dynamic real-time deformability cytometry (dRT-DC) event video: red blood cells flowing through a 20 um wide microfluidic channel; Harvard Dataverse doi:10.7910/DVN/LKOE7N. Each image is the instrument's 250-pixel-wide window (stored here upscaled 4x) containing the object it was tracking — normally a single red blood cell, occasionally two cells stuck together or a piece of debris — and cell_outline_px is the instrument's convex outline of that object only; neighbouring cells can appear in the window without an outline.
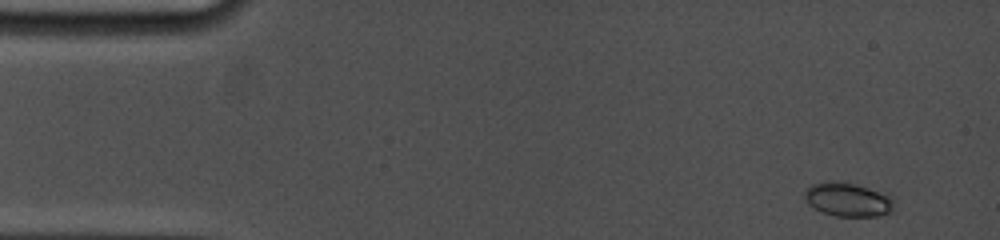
{"species": "common noctule bat (a hibernating species)", "species_latin": "Nyctalus noctula", "temperature_condition": "cold", "stored_images_in_passage": 26, "camera_frame_rate_fps": 5000, "um_per_image_px": 0.085, "animal": {"sex": "female", "body_mass_g": 19.0, "forearm_length_mm": 53.3}, "frame": {"image": 1, "passage_image": 1, "time_ms": 0.0, "image_size_px": [1000, 240], "cell_outline_px": [[892, 212], [880, 216], [836, 216], [824, 212], [808, 204], [804, 200], [804, 192], [812, 184], [828, 180], [832, 180], [856, 184], [888, 192], [892, 196]], "centroid_in_image_um": [72.1, 16.94], "position_along_channel_um": 12.9, "area_um2": 17.92}}
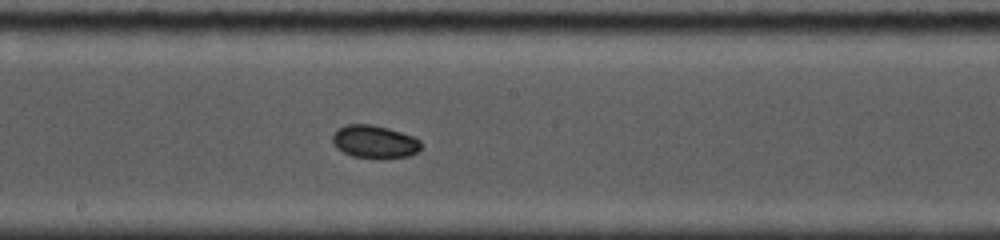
{"frame": {"image": 2, "passage_image": 14, "time_ms": 8.2, "image_size_px": [1000, 240], "cell_outline_px": [[420, 148], [416, 152], [408, 156], [352, 156], [336, 148], [332, 144], [332, 136], [340, 128], [348, 124], [372, 124], [388, 128], [412, 136], [420, 140]], "centroid_in_image_um": [31.8, 12.01], "position_along_channel_um": 216.4, "area_um2": 16.3}}
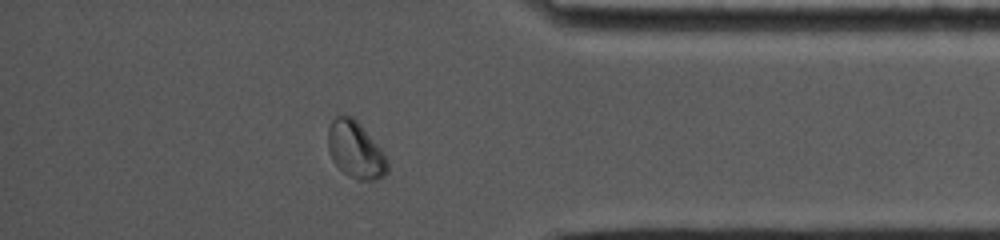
{"frame": {"image": 3, "passage_image": 23, "time_ms": 13.4, "image_size_px": [1000, 240], "cell_outline_px": [[388, 172], [384, 176], [376, 180], [356, 180], [348, 176], [332, 160], [328, 152], [328, 124], [336, 116], [352, 116], [360, 124], [380, 148], [388, 160]], "centroid_in_image_um": [30.21, 12.76], "position_along_channel_um": 405.0, "area_um2": 19.71}}